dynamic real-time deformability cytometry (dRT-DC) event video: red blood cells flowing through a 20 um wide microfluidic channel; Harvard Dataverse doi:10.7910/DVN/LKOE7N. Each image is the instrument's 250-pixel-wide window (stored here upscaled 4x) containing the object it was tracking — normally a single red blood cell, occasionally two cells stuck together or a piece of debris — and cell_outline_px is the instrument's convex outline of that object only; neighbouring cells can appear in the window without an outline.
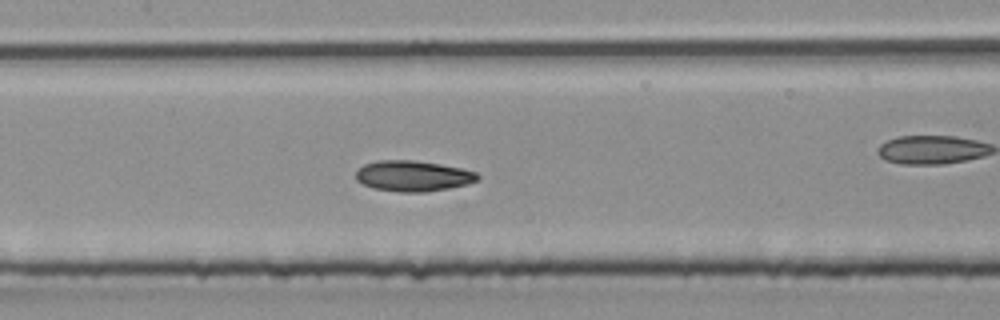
{"species": "common noctule bat (a hibernating species)", "species_latin": "Nyctalus noctula", "temperature_condition": "room temperature", "stored_images_in_passage": 49, "camera_frame_rate_fps": 3000, "um_per_image_px": 0.085, "animal": {"sex": "male", "body_mass_g": 20.4}, "frame": {"image": 1, "passage_image": 22, "time_ms": 7.0, "image_size_px": [1000, 320], "cell_outline_px": [[480, 176], [476, 180], [468, 184], [448, 188], [424, 192], [400, 192], [372, 188], [356, 180], [356, 172], [364, 164], [376, 160], [416, 160], [440, 164], [460, 168], [476, 172]], "centroid_in_image_um": [35.09, 14.95], "position_along_channel_um": 172.3, "area_um2": 21.73}}
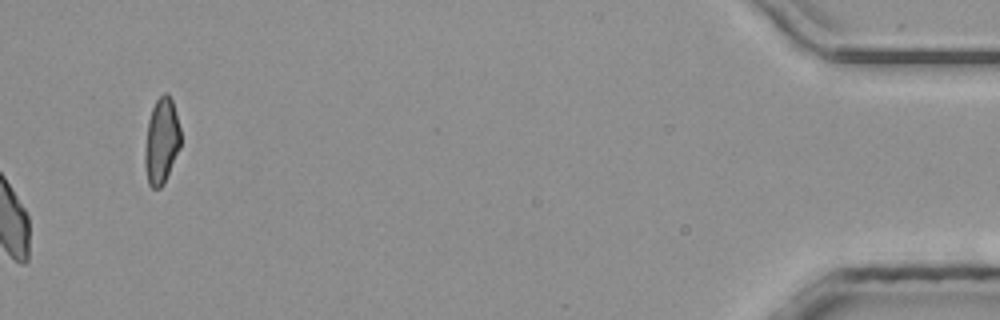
{"frame": {"image": 2, "passage_image": 49, "time_ms": 16.0, "image_size_px": [1000, 320], "cell_outline_px": [[180, 148], [164, 184], [160, 188], [152, 188], [148, 184], [144, 164], [144, 148], [148, 120], [152, 108], [156, 100], [164, 92], [168, 92], [172, 100], [180, 128]], "centroid_in_image_um": [13.71, 12.0], "position_along_channel_um": 421.5, "area_um2": 18.09}}